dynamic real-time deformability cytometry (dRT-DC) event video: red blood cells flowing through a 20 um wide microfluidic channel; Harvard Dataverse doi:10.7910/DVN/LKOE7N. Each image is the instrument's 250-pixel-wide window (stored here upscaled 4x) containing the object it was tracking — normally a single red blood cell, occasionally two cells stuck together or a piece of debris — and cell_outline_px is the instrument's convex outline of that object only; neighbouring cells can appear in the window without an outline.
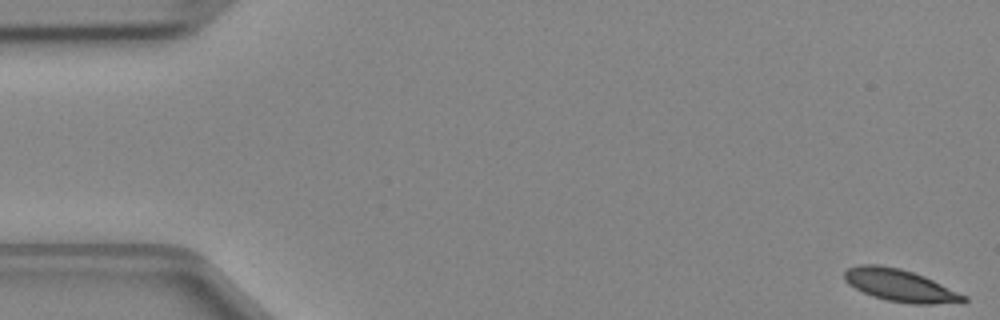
{"species": "Egyptian fruit bat (a non-hibernating species)", "species_latin": "Rousettus aegyptiacus", "temperature_condition": "cold", "stored_images_in_passage": 48, "camera_frame_rate_fps": 3000, "um_per_image_px": 0.085, "animal": {"sex": "female"}, "frame": {"image": 1, "passage_image": 1, "time_ms": 0.0, "image_size_px": [1000, 320], "cell_outline_px": [[968, 300], [964, 304], [912, 304], [888, 300], [872, 296], [848, 284], [844, 280], [844, 272], [848, 268], [860, 264], [880, 264], [900, 268], [924, 276], [968, 296]], "centroid_in_image_um": [76.57, 24.27], "position_along_channel_um": 8.4, "area_um2": 22.66}}
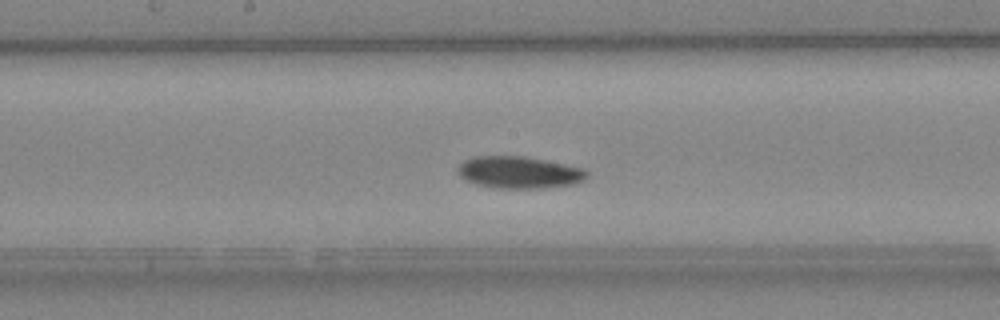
{"frame": {"image": 2, "passage_image": 25, "time_ms": 8.0, "image_size_px": [1000, 320], "cell_outline_px": [[588, 176], [584, 180], [576, 184], [544, 188], [500, 188], [476, 184], [464, 180], [456, 172], [456, 168], [464, 160], [472, 156], [524, 156], [584, 168], [588, 172]], "centroid_in_image_um": [44.11, 14.65], "position_along_channel_um": 204.1, "area_um2": 24.28}}
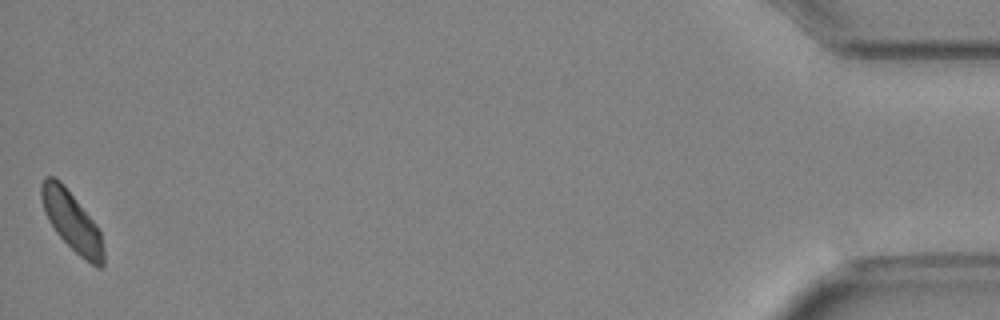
{"frame": {"image": 3, "passage_image": 48, "time_ms": 15.667, "image_size_px": [1000, 320], "cell_outline_px": [[104, 264], [100, 268], [96, 268], [80, 256], [56, 232], [48, 220], [44, 212], [40, 196], [40, 184], [44, 176], [52, 176], [60, 180], [96, 224], [100, 232], [104, 252]], "centroid_in_image_um": [6.09, 18.8], "position_along_channel_um": 429.1, "area_um2": 21.44}}